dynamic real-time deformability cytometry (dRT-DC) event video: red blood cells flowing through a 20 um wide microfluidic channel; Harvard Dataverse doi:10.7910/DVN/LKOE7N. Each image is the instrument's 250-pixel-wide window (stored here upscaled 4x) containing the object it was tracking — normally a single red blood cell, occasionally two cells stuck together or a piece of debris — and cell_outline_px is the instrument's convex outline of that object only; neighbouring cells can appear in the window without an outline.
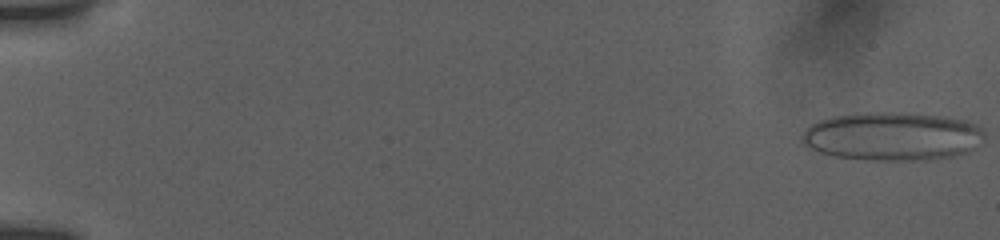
{"species": "human", "species_latin": "Homo sapiens", "temperature_condition": "room temperature", "stored_images_in_passage": 54, "camera_frame_rate_fps": 3000, "um_per_image_px": 0.085, "donor": {"sex": "female"}, "frame": {"image": 1, "passage_image": 1, "time_ms": 0.0, "image_size_px": [1000, 240], "cell_outline_px": [[984, 136], [968, 152], [952, 156], [928, 160], [864, 160], [832, 156], [820, 152], [804, 144], [800, 140], [800, 136], [812, 124], [820, 120], [832, 116], [856, 112], [900, 112], [940, 116], [964, 120], [980, 128], [984, 132]], "centroid_in_image_um": [75.79, 11.59], "position_along_channel_um": 9.2, "area_um2": 51.5}}
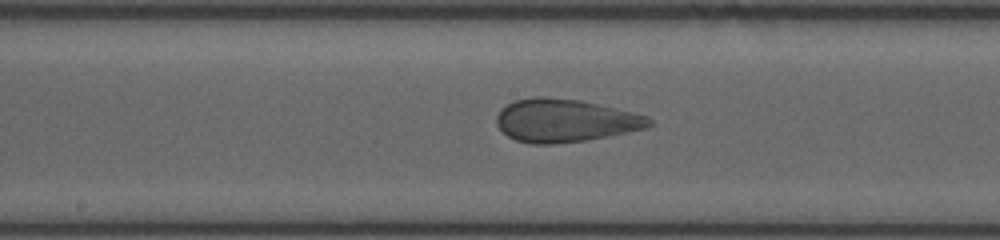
{"frame": {"image": 2, "passage_image": 30, "time_ms": 9.667, "image_size_px": [1000, 240], "cell_outline_px": [[652, 124], [644, 128], [584, 140], [556, 144], [532, 144], [516, 140], [508, 136], [496, 124], [496, 116], [500, 108], [516, 100], [532, 96], [544, 96], [580, 100], [648, 116], [652, 120]], "centroid_in_image_um": [47.96, 10.23], "position_along_channel_um": 200.2, "area_um2": 37.86}}
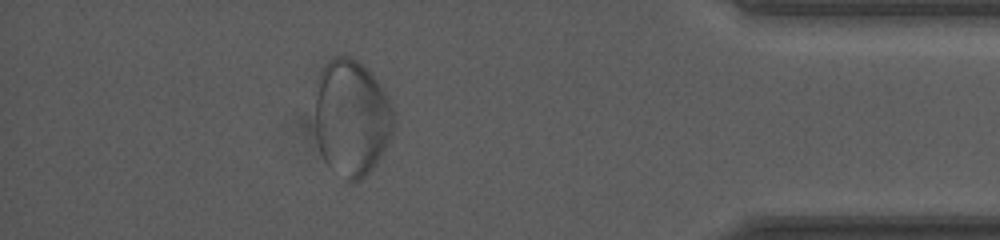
{"frame": {"image": 3, "passage_image": 49, "time_ms": 16.0, "image_size_px": [1000, 240], "cell_outline_px": [[396, 120], [392, 132], [384, 152], [372, 168], [364, 176], [356, 180], [344, 180], [324, 160], [320, 152], [316, 136], [316, 80], [320, 68], [332, 56], [348, 56], [364, 64], [376, 80], [384, 92], [396, 116]], "centroid_in_image_um": [29.87, 9.98], "position_along_channel_um": 405.3, "area_um2": 53.64}}